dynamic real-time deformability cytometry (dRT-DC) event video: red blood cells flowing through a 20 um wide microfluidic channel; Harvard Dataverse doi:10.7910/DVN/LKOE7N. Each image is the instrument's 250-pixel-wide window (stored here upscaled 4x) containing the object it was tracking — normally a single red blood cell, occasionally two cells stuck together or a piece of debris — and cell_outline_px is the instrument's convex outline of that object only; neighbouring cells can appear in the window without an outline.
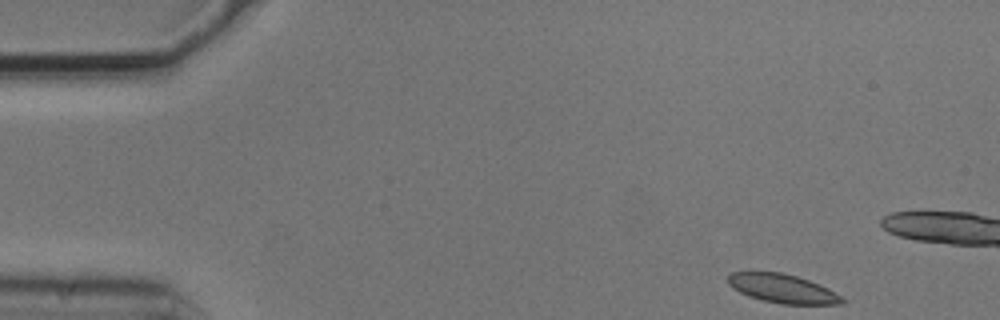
{"species": "common noctule bat (a hibernating species)", "species_latin": "Nyctalus noctula", "temperature_condition": "cold", "stored_images_in_passage": 4, "camera_frame_rate_fps": 3000, "um_per_image_px": 0.085, "animal": {"sex": "male", "body_mass_g": 20.5, "forearm_length_mm": 52.5}, "frame": {"image": 1, "passage_image": 1, "time_ms": 0.0, "image_size_px": [1000, 320], "cell_outline_px": [[844, 304], [780, 304], [748, 296], [732, 288], [728, 284], [728, 276], [732, 272], [780, 272], [796, 276], [820, 284], [828, 288], [840, 296], [844, 300]], "centroid_in_image_um": [66.5, 24.53], "position_along_channel_um": 18.5, "area_um2": 19.02}}